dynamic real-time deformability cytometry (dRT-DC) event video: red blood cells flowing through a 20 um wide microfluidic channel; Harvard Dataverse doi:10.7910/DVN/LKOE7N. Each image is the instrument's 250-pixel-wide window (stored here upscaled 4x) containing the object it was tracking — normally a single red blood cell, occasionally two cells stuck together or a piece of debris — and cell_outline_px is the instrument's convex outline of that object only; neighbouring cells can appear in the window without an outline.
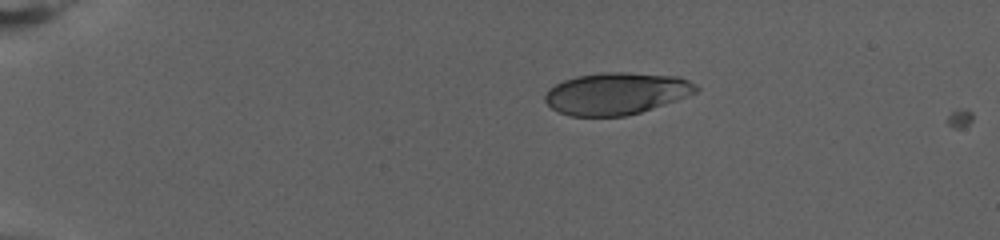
{"species": "human", "species_latin": "Homo sapiens", "temperature_condition": "warm", "stored_images_in_passage": 3, "camera_frame_rate_fps": 3000, "um_per_image_px": 0.085, "donor": {"sex": "female"}, "frame": {"image": 1, "passage_image": 1, "time_ms": 0.0, "image_size_px": [1000, 240], "cell_outline_px": [[700, 88], [696, 92], [664, 104], [640, 112], [624, 116], [568, 116], [552, 108], [544, 100], [544, 96], [548, 88], [564, 80], [576, 76], [604, 72], [624, 72], [680, 76], [696, 84]], "centroid_in_image_um": [52.37, 7.94], "position_along_channel_um": 32.6, "area_um2": 36.88}}